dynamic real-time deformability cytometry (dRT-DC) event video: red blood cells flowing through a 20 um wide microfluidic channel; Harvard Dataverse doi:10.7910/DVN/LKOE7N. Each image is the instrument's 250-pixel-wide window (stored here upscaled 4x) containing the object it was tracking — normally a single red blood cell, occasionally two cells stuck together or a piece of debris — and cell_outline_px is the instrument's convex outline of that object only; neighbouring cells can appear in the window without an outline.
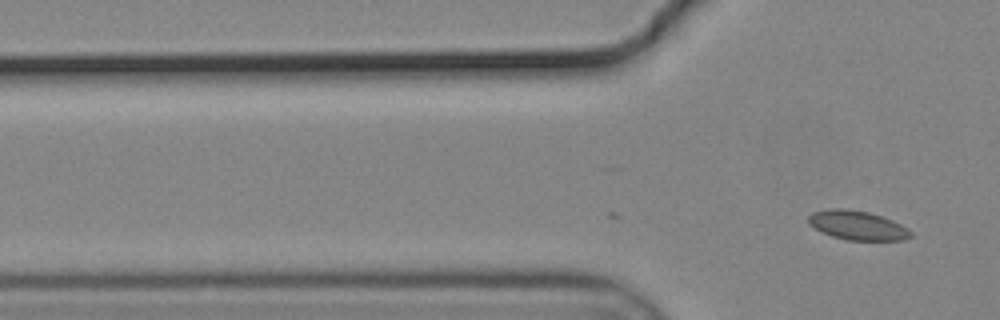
{"species": "common noctule bat (a hibernating species)", "species_latin": "Nyctalus noctula", "temperature_condition": "cold", "stored_images_in_passage": 2, "camera_frame_rate_fps": 3000, "um_per_image_px": 0.085, "animal": {"sex": "male", "body_mass_g": 19.2, "forearm_length_mm": 51.8}, "frame": {"image": 1, "passage_image": 2, "time_ms": 0.333, "image_size_px": [1000, 320], "cell_outline_px": [[912, 236], [904, 240], [848, 240], [832, 236], [820, 232], [808, 224], [808, 216], [812, 212], [828, 208], [844, 208], [868, 212], [892, 220], [908, 228], [912, 232]], "centroid_in_image_um": [72.84, 19.15], "position_along_channel_um": 53.0, "area_um2": 17.51}}